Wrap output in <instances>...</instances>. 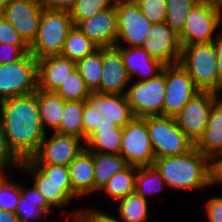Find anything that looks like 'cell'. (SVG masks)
<instances>
[{
	"instance_id": "cell-13",
	"label": "cell",
	"mask_w": 222,
	"mask_h": 222,
	"mask_svg": "<svg viewBox=\"0 0 222 222\" xmlns=\"http://www.w3.org/2000/svg\"><path fill=\"white\" fill-rule=\"evenodd\" d=\"M45 134L39 150L30 159L35 165L68 166L84 149L85 141L75 135L52 132Z\"/></svg>"
},
{
	"instance_id": "cell-8",
	"label": "cell",
	"mask_w": 222,
	"mask_h": 222,
	"mask_svg": "<svg viewBox=\"0 0 222 222\" xmlns=\"http://www.w3.org/2000/svg\"><path fill=\"white\" fill-rule=\"evenodd\" d=\"M37 89V59L31 53L12 63L0 65V101L32 94Z\"/></svg>"
},
{
	"instance_id": "cell-51",
	"label": "cell",
	"mask_w": 222,
	"mask_h": 222,
	"mask_svg": "<svg viewBox=\"0 0 222 222\" xmlns=\"http://www.w3.org/2000/svg\"><path fill=\"white\" fill-rule=\"evenodd\" d=\"M200 1H205L222 7V0H200Z\"/></svg>"
},
{
	"instance_id": "cell-44",
	"label": "cell",
	"mask_w": 222,
	"mask_h": 222,
	"mask_svg": "<svg viewBox=\"0 0 222 222\" xmlns=\"http://www.w3.org/2000/svg\"><path fill=\"white\" fill-rule=\"evenodd\" d=\"M44 8L70 12L76 0H39Z\"/></svg>"
},
{
	"instance_id": "cell-6",
	"label": "cell",
	"mask_w": 222,
	"mask_h": 222,
	"mask_svg": "<svg viewBox=\"0 0 222 222\" xmlns=\"http://www.w3.org/2000/svg\"><path fill=\"white\" fill-rule=\"evenodd\" d=\"M73 27L68 11L44 8L37 35L30 45V53L36 59L60 55L67 35Z\"/></svg>"
},
{
	"instance_id": "cell-39",
	"label": "cell",
	"mask_w": 222,
	"mask_h": 222,
	"mask_svg": "<svg viewBox=\"0 0 222 222\" xmlns=\"http://www.w3.org/2000/svg\"><path fill=\"white\" fill-rule=\"evenodd\" d=\"M21 162L22 161L11 150L0 123V169L5 174L6 169L10 167L20 170Z\"/></svg>"
},
{
	"instance_id": "cell-40",
	"label": "cell",
	"mask_w": 222,
	"mask_h": 222,
	"mask_svg": "<svg viewBox=\"0 0 222 222\" xmlns=\"http://www.w3.org/2000/svg\"><path fill=\"white\" fill-rule=\"evenodd\" d=\"M0 44L30 47L3 15L0 16Z\"/></svg>"
},
{
	"instance_id": "cell-24",
	"label": "cell",
	"mask_w": 222,
	"mask_h": 222,
	"mask_svg": "<svg viewBox=\"0 0 222 222\" xmlns=\"http://www.w3.org/2000/svg\"><path fill=\"white\" fill-rule=\"evenodd\" d=\"M20 190L21 197L15 212L19 222L38 221L41 217L46 218L53 211L34 185L27 189L20 184Z\"/></svg>"
},
{
	"instance_id": "cell-42",
	"label": "cell",
	"mask_w": 222,
	"mask_h": 222,
	"mask_svg": "<svg viewBox=\"0 0 222 222\" xmlns=\"http://www.w3.org/2000/svg\"><path fill=\"white\" fill-rule=\"evenodd\" d=\"M205 203L209 222H222V196L211 197Z\"/></svg>"
},
{
	"instance_id": "cell-25",
	"label": "cell",
	"mask_w": 222,
	"mask_h": 222,
	"mask_svg": "<svg viewBox=\"0 0 222 222\" xmlns=\"http://www.w3.org/2000/svg\"><path fill=\"white\" fill-rule=\"evenodd\" d=\"M65 102L66 101L54 91L37 89V104L45 132L48 128L52 129L51 131L53 132L60 126Z\"/></svg>"
},
{
	"instance_id": "cell-47",
	"label": "cell",
	"mask_w": 222,
	"mask_h": 222,
	"mask_svg": "<svg viewBox=\"0 0 222 222\" xmlns=\"http://www.w3.org/2000/svg\"><path fill=\"white\" fill-rule=\"evenodd\" d=\"M0 222H19L16 213L0 209Z\"/></svg>"
},
{
	"instance_id": "cell-27",
	"label": "cell",
	"mask_w": 222,
	"mask_h": 222,
	"mask_svg": "<svg viewBox=\"0 0 222 222\" xmlns=\"http://www.w3.org/2000/svg\"><path fill=\"white\" fill-rule=\"evenodd\" d=\"M123 127L93 132L85 140V148L93 153L120 154Z\"/></svg>"
},
{
	"instance_id": "cell-2",
	"label": "cell",
	"mask_w": 222,
	"mask_h": 222,
	"mask_svg": "<svg viewBox=\"0 0 222 222\" xmlns=\"http://www.w3.org/2000/svg\"><path fill=\"white\" fill-rule=\"evenodd\" d=\"M153 165L172 189L190 191L211 187V161L195 147L188 153L157 158Z\"/></svg>"
},
{
	"instance_id": "cell-29",
	"label": "cell",
	"mask_w": 222,
	"mask_h": 222,
	"mask_svg": "<svg viewBox=\"0 0 222 222\" xmlns=\"http://www.w3.org/2000/svg\"><path fill=\"white\" fill-rule=\"evenodd\" d=\"M98 49L99 47L91 39L74 26L67 35L60 55L78 62Z\"/></svg>"
},
{
	"instance_id": "cell-26",
	"label": "cell",
	"mask_w": 222,
	"mask_h": 222,
	"mask_svg": "<svg viewBox=\"0 0 222 222\" xmlns=\"http://www.w3.org/2000/svg\"><path fill=\"white\" fill-rule=\"evenodd\" d=\"M94 162V192L99 190L117 172L128 166L120 154L93 153Z\"/></svg>"
},
{
	"instance_id": "cell-46",
	"label": "cell",
	"mask_w": 222,
	"mask_h": 222,
	"mask_svg": "<svg viewBox=\"0 0 222 222\" xmlns=\"http://www.w3.org/2000/svg\"><path fill=\"white\" fill-rule=\"evenodd\" d=\"M212 42L214 44V49L217 58L218 76L219 80L222 82V30L220 31V34H216V37Z\"/></svg>"
},
{
	"instance_id": "cell-45",
	"label": "cell",
	"mask_w": 222,
	"mask_h": 222,
	"mask_svg": "<svg viewBox=\"0 0 222 222\" xmlns=\"http://www.w3.org/2000/svg\"><path fill=\"white\" fill-rule=\"evenodd\" d=\"M222 184V153L211 161V186Z\"/></svg>"
},
{
	"instance_id": "cell-34",
	"label": "cell",
	"mask_w": 222,
	"mask_h": 222,
	"mask_svg": "<svg viewBox=\"0 0 222 222\" xmlns=\"http://www.w3.org/2000/svg\"><path fill=\"white\" fill-rule=\"evenodd\" d=\"M200 0H166L165 23L178 35L183 31L190 11Z\"/></svg>"
},
{
	"instance_id": "cell-52",
	"label": "cell",
	"mask_w": 222,
	"mask_h": 222,
	"mask_svg": "<svg viewBox=\"0 0 222 222\" xmlns=\"http://www.w3.org/2000/svg\"><path fill=\"white\" fill-rule=\"evenodd\" d=\"M5 176H6L5 173L0 169V180Z\"/></svg>"
},
{
	"instance_id": "cell-35",
	"label": "cell",
	"mask_w": 222,
	"mask_h": 222,
	"mask_svg": "<svg viewBox=\"0 0 222 222\" xmlns=\"http://www.w3.org/2000/svg\"><path fill=\"white\" fill-rule=\"evenodd\" d=\"M54 92L65 101H84L90 91L86 87L79 70L76 69L63 80Z\"/></svg>"
},
{
	"instance_id": "cell-33",
	"label": "cell",
	"mask_w": 222,
	"mask_h": 222,
	"mask_svg": "<svg viewBox=\"0 0 222 222\" xmlns=\"http://www.w3.org/2000/svg\"><path fill=\"white\" fill-rule=\"evenodd\" d=\"M164 186L167 185L154 165L138 167L135 185L137 194L148 200L147 196L159 193Z\"/></svg>"
},
{
	"instance_id": "cell-38",
	"label": "cell",
	"mask_w": 222,
	"mask_h": 222,
	"mask_svg": "<svg viewBox=\"0 0 222 222\" xmlns=\"http://www.w3.org/2000/svg\"><path fill=\"white\" fill-rule=\"evenodd\" d=\"M166 0H139L142 14L150 23H162L166 19Z\"/></svg>"
},
{
	"instance_id": "cell-7",
	"label": "cell",
	"mask_w": 222,
	"mask_h": 222,
	"mask_svg": "<svg viewBox=\"0 0 222 222\" xmlns=\"http://www.w3.org/2000/svg\"><path fill=\"white\" fill-rule=\"evenodd\" d=\"M146 126L155 159L188 153L195 147L172 116L146 117Z\"/></svg>"
},
{
	"instance_id": "cell-19",
	"label": "cell",
	"mask_w": 222,
	"mask_h": 222,
	"mask_svg": "<svg viewBox=\"0 0 222 222\" xmlns=\"http://www.w3.org/2000/svg\"><path fill=\"white\" fill-rule=\"evenodd\" d=\"M102 61L103 74L100 92L126 94L130 79L125 69L121 51L116 46L102 48Z\"/></svg>"
},
{
	"instance_id": "cell-5",
	"label": "cell",
	"mask_w": 222,
	"mask_h": 222,
	"mask_svg": "<svg viewBox=\"0 0 222 222\" xmlns=\"http://www.w3.org/2000/svg\"><path fill=\"white\" fill-rule=\"evenodd\" d=\"M179 64L200 91L222 94L213 42L182 46Z\"/></svg>"
},
{
	"instance_id": "cell-12",
	"label": "cell",
	"mask_w": 222,
	"mask_h": 222,
	"mask_svg": "<svg viewBox=\"0 0 222 222\" xmlns=\"http://www.w3.org/2000/svg\"><path fill=\"white\" fill-rule=\"evenodd\" d=\"M120 155L128 165L136 167L153 165L155 156L146 126V117H134L123 127Z\"/></svg>"
},
{
	"instance_id": "cell-43",
	"label": "cell",
	"mask_w": 222,
	"mask_h": 222,
	"mask_svg": "<svg viewBox=\"0 0 222 222\" xmlns=\"http://www.w3.org/2000/svg\"><path fill=\"white\" fill-rule=\"evenodd\" d=\"M82 222H121L119 218L108 215L100 210H83L82 209Z\"/></svg>"
},
{
	"instance_id": "cell-3",
	"label": "cell",
	"mask_w": 222,
	"mask_h": 222,
	"mask_svg": "<svg viewBox=\"0 0 222 222\" xmlns=\"http://www.w3.org/2000/svg\"><path fill=\"white\" fill-rule=\"evenodd\" d=\"M83 140L93 132L125 127L134 115L125 94L90 91L84 100Z\"/></svg>"
},
{
	"instance_id": "cell-9",
	"label": "cell",
	"mask_w": 222,
	"mask_h": 222,
	"mask_svg": "<svg viewBox=\"0 0 222 222\" xmlns=\"http://www.w3.org/2000/svg\"><path fill=\"white\" fill-rule=\"evenodd\" d=\"M126 98L134 117L162 116L165 95V66L155 77L128 86Z\"/></svg>"
},
{
	"instance_id": "cell-21",
	"label": "cell",
	"mask_w": 222,
	"mask_h": 222,
	"mask_svg": "<svg viewBox=\"0 0 222 222\" xmlns=\"http://www.w3.org/2000/svg\"><path fill=\"white\" fill-rule=\"evenodd\" d=\"M120 51L130 83L133 77L140 76L138 80H147L159 74L165 66L153 58L142 46L123 47L116 46Z\"/></svg>"
},
{
	"instance_id": "cell-15",
	"label": "cell",
	"mask_w": 222,
	"mask_h": 222,
	"mask_svg": "<svg viewBox=\"0 0 222 222\" xmlns=\"http://www.w3.org/2000/svg\"><path fill=\"white\" fill-rule=\"evenodd\" d=\"M118 35L116 46H142L152 23L142 14L138 3L116 5ZM126 42V45L122 43Z\"/></svg>"
},
{
	"instance_id": "cell-10",
	"label": "cell",
	"mask_w": 222,
	"mask_h": 222,
	"mask_svg": "<svg viewBox=\"0 0 222 222\" xmlns=\"http://www.w3.org/2000/svg\"><path fill=\"white\" fill-rule=\"evenodd\" d=\"M222 23V7L200 1L188 14L184 29L179 34L181 46L212 42Z\"/></svg>"
},
{
	"instance_id": "cell-37",
	"label": "cell",
	"mask_w": 222,
	"mask_h": 222,
	"mask_svg": "<svg viewBox=\"0 0 222 222\" xmlns=\"http://www.w3.org/2000/svg\"><path fill=\"white\" fill-rule=\"evenodd\" d=\"M21 197L20 183L7 177L0 180V209L15 213Z\"/></svg>"
},
{
	"instance_id": "cell-28",
	"label": "cell",
	"mask_w": 222,
	"mask_h": 222,
	"mask_svg": "<svg viewBox=\"0 0 222 222\" xmlns=\"http://www.w3.org/2000/svg\"><path fill=\"white\" fill-rule=\"evenodd\" d=\"M137 170L138 167L128 165L115 173L99 191L106 192L115 201L134 193Z\"/></svg>"
},
{
	"instance_id": "cell-49",
	"label": "cell",
	"mask_w": 222,
	"mask_h": 222,
	"mask_svg": "<svg viewBox=\"0 0 222 222\" xmlns=\"http://www.w3.org/2000/svg\"><path fill=\"white\" fill-rule=\"evenodd\" d=\"M113 5L129 4V3H138L139 0H111Z\"/></svg>"
},
{
	"instance_id": "cell-11",
	"label": "cell",
	"mask_w": 222,
	"mask_h": 222,
	"mask_svg": "<svg viewBox=\"0 0 222 222\" xmlns=\"http://www.w3.org/2000/svg\"><path fill=\"white\" fill-rule=\"evenodd\" d=\"M219 95L221 94L212 91H199L174 116L179 128L194 145L203 136L211 109Z\"/></svg>"
},
{
	"instance_id": "cell-41",
	"label": "cell",
	"mask_w": 222,
	"mask_h": 222,
	"mask_svg": "<svg viewBox=\"0 0 222 222\" xmlns=\"http://www.w3.org/2000/svg\"><path fill=\"white\" fill-rule=\"evenodd\" d=\"M30 53V47H17L8 44H0V65L9 64L23 58Z\"/></svg>"
},
{
	"instance_id": "cell-1",
	"label": "cell",
	"mask_w": 222,
	"mask_h": 222,
	"mask_svg": "<svg viewBox=\"0 0 222 222\" xmlns=\"http://www.w3.org/2000/svg\"><path fill=\"white\" fill-rule=\"evenodd\" d=\"M0 123L15 155L21 161L31 159L47 133L40 119L37 91L0 101Z\"/></svg>"
},
{
	"instance_id": "cell-48",
	"label": "cell",
	"mask_w": 222,
	"mask_h": 222,
	"mask_svg": "<svg viewBox=\"0 0 222 222\" xmlns=\"http://www.w3.org/2000/svg\"><path fill=\"white\" fill-rule=\"evenodd\" d=\"M73 212H71V217L68 215V217H66L67 218V220L66 221H62V220H60V221H52V222H82V211H77V212H75L74 214H72ZM46 222H48L47 220H46ZM49 222H51V221H49Z\"/></svg>"
},
{
	"instance_id": "cell-4",
	"label": "cell",
	"mask_w": 222,
	"mask_h": 222,
	"mask_svg": "<svg viewBox=\"0 0 222 222\" xmlns=\"http://www.w3.org/2000/svg\"><path fill=\"white\" fill-rule=\"evenodd\" d=\"M20 170L33 175V185L53 209L65 207L74 198L80 199L72 189L68 166L35 165L26 159Z\"/></svg>"
},
{
	"instance_id": "cell-50",
	"label": "cell",
	"mask_w": 222,
	"mask_h": 222,
	"mask_svg": "<svg viewBox=\"0 0 222 222\" xmlns=\"http://www.w3.org/2000/svg\"><path fill=\"white\" fill-rule=\"evenodd\" d=\"M10 1H11V0H0V16L3 14L6 5H7Z\"/></svg>"
},
{
	"instance_id": "cell-31",
	"label": "cell",
	"mask_w": 222,
	"mask_h": 222,
	"mask_svg": "<svg viewBox=\"0 0 222 222\" xmlns=\"http://www.w3.org/2000/svg\"><path fill=\"white\" fill-rule=\"evenodd\" d=\"M77 69L89 91L100 92L101 78L103 74L102 48H99L84 59L79 60L77 62Z\"/></svg>"
},
{
	"instance_id": "cell-22",
	"label": "cell",
	"mask_w": 222,
	"mask_h": 222,
	"mask_svg": "<svg viewBox=\"0 0 222 222\" xmlns=\"http://www.w3.org/2000/svg\"><path fill=\"white\" fill-rule=\"evenodd\" d=\"M195 148L210 161L222 153V96L213 104L209 122Z\"/></svg>"
},
{
	"instance_id": "cell-17",
	"label": "cell",
	"mask_w": 222,
	"mask_h": 222,
	"mask_svg": "<svg viewBox=\"0 0 222 222\" xmlns=\"http://www.w3.org/2000/svg\"><path fill=\"white\" fill-rule=\"evenodd\" d=\"M142 47L165 66L179 63L182 49L179 35L165 22L152 24Z\"/></svg>"
},
{
	"instance_id": "cell-23",
	"label": "cell",
	"mask_w": 222,
	"mask_h": 222,
	"mask_svg": "<svg viewBox=\"0 0 222 222\" xmlns=\"http://www.w3.org/2000/svg\"><path fill=\"white\" fill-rule=\"evenodd\" d=\"M73 191L83 199L94 193L93 152L86 148L68 165Z\"/></svg>"
},
{
	"instance_id": "cell-18",
	"label": "cell",
	"mask_w": 222,
	"mask_h": 222,
	"mask_svg": "<svg viewBox=\"0 0 222 222\" xmlns=\"http://www.w3.org/2000/svg\"><path fill=\"white\" fill-rule=\"evenodd\" d=\"M76 27L99 48L115 47L118 35L116 6L81 20Z\"/></svg>"
},
{
	"instance_id": "cell-30",
	"label": "cell",
	"mask_w": 222,
	"mask_h": 222,
	"mask_svg": "<svg viewBox=\"0 0 222 222\" xmlns=\"http://www.w3.org/2000/svg\"><path fill=\"white\" fill-rule=\"evenodd\" d=\"M121 222H146L149 216V201L136 192L116 201Z\"/></svg>"
},
{
	"instance_id": "cell-36",
	"label": "cell",
	"mask_w": 222,
	"mask_h": 222,
	"mask_svg": "<svg viewBox=\"0 0 222 222\" xmlns=\"http://www.w3.org/2000/svg\"><path fill=\"white\" fill-rule=\"evenodd\" d=\"M111 6H113L111 0H76L69 13L74 26H76L81 20L93 17Z\"/></svg>"
},
{
	"instance_id": "cell-16",
	"label": "cell",
	"mask_w": 222,
	"mask_h": 222,
	"mask_svg": "<svg viewBox=\"0 0 222 222\" xmlns=\"http://www.w3.org/2000/svg\"><path fill=\"white\" fill-rule=\"evenodd\" d=\"M43 9L39 0H11L2 15L30 46L37 35Z\"/></svg>"
},
{
	"instance_id": "cell-20",
	"label": "cell",
	"mask_w": 222,
	"mask_h": 222,
	"mask_svg": "<svg viewBox=\"0 0 222 222\" xmlns=\"http://www.w3.org/2000/svg\"><path fill=\"white\" fill-rule=\"evenodd\" d=\"M77 69V62L62 55L37 59L38 89L55 91L69 74Z\"/></svg>"
},
{
	"instance_id": "cell-32",
	"label": "cell",
	"mask_w": 222,
	"mask_h": 222,
	"mask_svg": "<svg viewBox=\"0 0 222 222\" xmlns=\"http://www.w3.org/2000/svg\"><path fill=\"white\" fill-rule=\"evenodd\" d=\"M84 101H66L60 126L54 131L83 139Z\"/></svg>"
},
{
	"instance_id": "cell-14",
	"label": "cell",
	"mask_w": 222,
	"mask_h": 222,
	"mask_svg": "<svg viewBox=\"0 0 222 222\" xmlns=\"http://www.w3.org/2000/svg\"><path fill=\"white\" fill-rule=\"evenodd\" d=\"M165 84L163 116L174 117L200 91L179 63L165 66Z\"/></svg>"
}]
</instances>
